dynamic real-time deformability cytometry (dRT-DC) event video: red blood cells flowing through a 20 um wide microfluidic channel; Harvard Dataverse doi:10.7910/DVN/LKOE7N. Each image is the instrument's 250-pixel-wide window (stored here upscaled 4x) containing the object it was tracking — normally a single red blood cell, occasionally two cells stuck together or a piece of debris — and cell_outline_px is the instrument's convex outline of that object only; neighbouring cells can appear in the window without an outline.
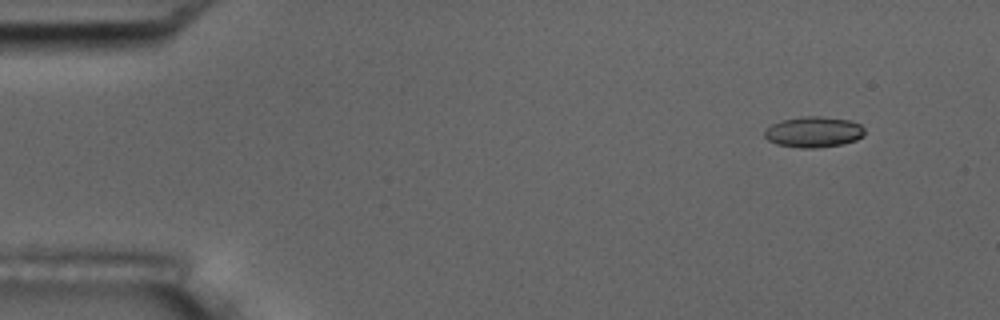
{"species": "common noctule bat (a hibernating species)", "species_latin": "Nyctalus noctula", "temperature_condition": "room temperature", "stored_images_in_passage": 3, "camera_frame_rate_fps": 3000, "um_per_image_px": 0.085, "animal": {"sex": "male", "body_mass_g": 17.5, "forearm_length_mm": 52.3}, "frame": {"image": 1, "passage_image": 1, "time_ms": 0.0, "image_size_px": [1000, 320], "cell_outline_px": [[864, 136], [856, 140], [844, 144], [816, 148], [800, 148], [776, 144], [768, 140], [764, 136], [764, 128], [780, 120], [800, 116], [820, 116], [852, 120], [860, 124], [864, 128]], "centroid_in_image_um": [69.15, 11.21], "position_along_channel_um": 15.8, "area_um2": 18.32}}